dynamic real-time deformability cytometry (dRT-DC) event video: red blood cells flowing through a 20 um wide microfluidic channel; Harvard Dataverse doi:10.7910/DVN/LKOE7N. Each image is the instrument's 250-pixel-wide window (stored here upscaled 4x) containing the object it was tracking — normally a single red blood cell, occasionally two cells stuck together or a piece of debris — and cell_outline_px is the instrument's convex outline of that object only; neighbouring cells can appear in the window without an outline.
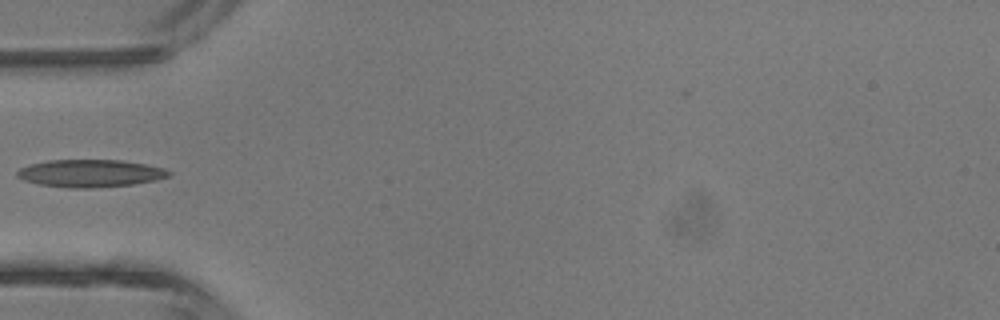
{"species": "common noctule bat (a hibernating species)", "species_latin": "Nyctalus noctula", "temperature_condition": "room temperature", "stored_images_in_passage": 4, "camera_frame_rate_fps": 3000, "um_per_image_px": 0.085, "animal": {"sex": "male", "body_mass_g": 13.3}, "frame": {"image": 1, "passage_image": 4, "time_ms": 3.333, "image_size_px": [1000, 320], "cell_outline_px": [[172, 176], [156, 180], [132, 184], [92, 188], [72, 188], [40, 184], [24, 180], [16, 176], [16, 172], [20, 168], [28, 164], [48, 160], [120, 160], [144, 164], [164, 168], [172, 172]], "centroid_in_image_um": [7.68, 14.73], "position_along_channel_um": 77.3, "area_um2": 24.33}}